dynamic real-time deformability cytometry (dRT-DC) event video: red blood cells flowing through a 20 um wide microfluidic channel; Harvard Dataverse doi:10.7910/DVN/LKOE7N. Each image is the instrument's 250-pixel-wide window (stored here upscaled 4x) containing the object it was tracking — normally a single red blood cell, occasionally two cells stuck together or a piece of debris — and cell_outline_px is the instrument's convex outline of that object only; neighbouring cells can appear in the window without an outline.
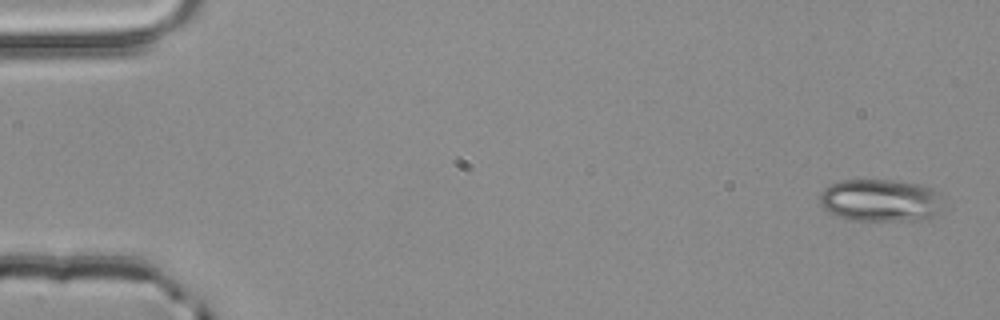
{"species": "common noctule bat (a hibernating species)", "species_latin": "Nyctalus noctula", "temperature_condition": "room temperature", "stored_images_in_passage": 5, "camera_frame_rate_fps": 3000, "um_per_image_px": 0.085, "animal": {"sex": "male", "body_mass_g": 20.4}, "frame": {"image": 1, "passage_image": 1, "time_ms": 0.0, "image_size_px": [1000, 320], "cell_outline_px": [[940, 208], [932, 216], [924, 220], [848, 220], [836, 216], [828, 212], [820, 204], [820, 192], [824, 188], [840, 180], [892, 180], [920, 184], [932, 188], [940, 192]], "centroid_in_image_um": [74.81, 17.03], "position_along_channel_um": 10.2, "area_um2": 30.63}}